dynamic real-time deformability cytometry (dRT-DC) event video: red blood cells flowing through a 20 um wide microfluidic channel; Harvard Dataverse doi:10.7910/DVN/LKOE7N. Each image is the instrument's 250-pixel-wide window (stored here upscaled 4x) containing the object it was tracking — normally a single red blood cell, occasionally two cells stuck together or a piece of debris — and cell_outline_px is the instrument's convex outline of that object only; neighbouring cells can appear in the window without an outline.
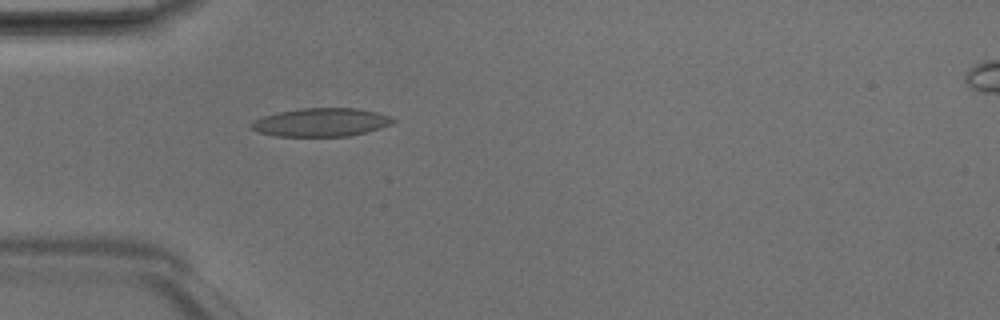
{"species": "Egyptian fruit bat (a non-hibernating species)", "species_latin": "Rousettus aegyptiacus", "temperature_condition": "room temperature", "stored_images_in_passage": 5, "camera_frame_rate_fps": 3000, "um_per_image_px": 0.085, "animal": {"sex": "male"}, "frame": {"image": 1, "passage_image": 4, "time_ms": 1.0, "image_size_px": [1000, 320], "cell_outline_px": [[396, 120], [392, 124], [380, 128], [348, 136], [276, 136], [256, 132], [252, 128], [252, 124], [256, 120], [264, 116], [280, 112], [300, 108], [356, 108], [376, 112], [388, 116]], "centroid_in_image_um": [27.3, 10.4], "position_along_channel_um": 57.7, "area_um2": 23.12}}